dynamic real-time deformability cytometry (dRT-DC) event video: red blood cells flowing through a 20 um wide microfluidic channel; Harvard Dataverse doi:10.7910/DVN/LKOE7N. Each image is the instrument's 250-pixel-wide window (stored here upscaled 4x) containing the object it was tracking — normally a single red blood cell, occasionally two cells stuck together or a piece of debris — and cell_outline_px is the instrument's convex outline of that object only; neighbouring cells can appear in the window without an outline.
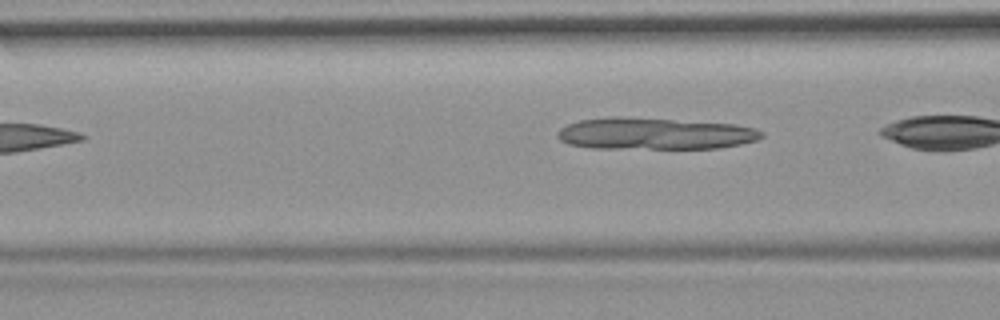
{"species": "common noctule bat (a hibernating species)", "species_latin": "Nyctalus noctula", "temperature_condition": "room temperature", "stored_images_in_passage": 5, "segment_of_instrument_passage": [2, 2], "camera_frame_rate_fps": 3000, "um_per_image_px": 0.085, "animal": {"sex": "female", "body_mass_g": 19.9}, "frame": {"image": 1, "passage_image": 5, "time_ms": 1.333, "image_size_px": [1000, 320], "cell_outline_px": [[764, 136], [756, 140], [740, 144], [720, 148], [588, 148], [568, 144], [560, 140], [556, 136], [556, 132], [560, 128], [568, 124], [580, 120], [608, 116], [620, 116], [736, 124], [756, 128], [764, 132]], "centroid_in_image_um": [55.62, 11.35], "position_along_channel_um": 111.0, "area_um2": 38.09}}